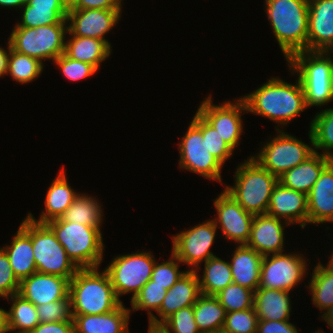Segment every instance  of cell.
<instances>
[{
    "mask_svg": "<svg viewBox=\"0 0 333 333\" xmlns=\"http://www.w3.org/2000/svg\"><path fill=\"white\" fill-rule=\"evenodd\" d=\"M32 245L37 272L60 276L69 281L77 272L78 268L46 224L32 221Z\"/></svg>",
    "mask_w": 333,
    "mask_h": 333,
    "instance_id": "obj_10",
    "label": "cell"
},
{
    "mask_svg": "<svg viewBox=\"0 0 333 333\" xmlns=\"http://www.w3.org/2000/svg\"><path fill=\"white\" fill-rule=\"evenodd\" d=\"M171 258L166 262L155 261L150 280L154 284L163 286L164 289L169 290L186 271H179V265L182 262L172 253Z\"/></svg>",
    "mask_w": 333,
    "mask_h": 333,
    "instance_id": "obj_42",
    "label": "cell"
},
{
    "mask_svg": "<svg viewBox=\"0 0 333 333\" xmlns=\"http://www.w3.org/2000/svg\"><path fill=\"white\" fill-rule=\"evenodd\" d=\"M10 333L11 332V330H9L8 328H4L0 333ZM14 333H16V332H14Z\"/></svg>",
    "mask_w": 333,
    "mask_h": 333,
    "instance_id": "obj_56",
    "label": "cell"
},
{
    "mask_svg": "<svg viewBox=\"0 0 333 333\" xmlns=\"http://www.w3.org/2000/svg\"><path fill=\"white\" fill-rule=\"evenodd\" d=\"M217 218L212 219L220 227L223 237L237 245L246 244L250 238L254 215L248 213L225 190L214 200Z\"/></svg>",
    "mask_w": 333,
    "mask_h": 333,
    "instance_id": "obj_15",
    "label": "cell"
},
{
    "mask_svg": "<svg viewBox=\"0 0 333 333\" xmlns=\"http://www.w3.org/2000/svg\"><path fill=\"white\" fill-rule=\"evenodd\" d=\"M257 333H299L297 327L289 322L276 320H258Z\"/></svg>",
    "mask_w": 333,
    "mask_h": 333,
    "instance_id": "obj_48",
    "label": "cell"
},
{
    "mask_svg": "<svg viewBox=\"0 0 333 333\" xmlns=\"http://www.w3.org/2000/svg\"><path fill=\"white\" fill-rule=\"evenodd\" d=\"M11 45L8 40L7 51L0 46V77H3L7 73L8 57L10 54Z\"/></svg>",
    "mask_w": 333,
    "mask_h": 333,
    "instance_id": "obj_50",
    "label": "cell"
},
{
    "mask_svg": "<svg viewBox=\"0 0 333 333\" xmlns=\"http://www.w3.org/2000/svg\"><path fill=\"white\" fill-rule=\"evenodd\" d=\"M232 255L229 264L233 283L255 291L259 287L263 256L246 244L237 245Z\"/></svg>",
    "mask_w": 333,
    "mask_h": 333,
    "instance_id": "obj_27",
    "label": "cell"
},
{
    "mask_svg": "<svg viewBox=\"0 0 333 333\" xmlns=\"http://www.w3.org/2000/svg\"><path fill=\"white\" fill-rule=\"evenodd\" d=\"M179 148V167L204 176L212 181L222 182L221 169L223 165L206 147L202 132L190 122L183 135Z\"/></svg>",
    "mask_w": 333,
    "mask_h": 333,
    "instance_id": "obj_13",
    "label": "cell"
},
{
    "mask_svg": "<svg viewBox=\"0 0 333 333\" xmlns=\"http://www.w3.org/2000/svg\"><path fill=\"white\" fill-rule=\"evenodd\" d=\"M18 294L35 306L64 300L69 294V280L35 272L20 281Z\"/></svg>",
    "mask_w": 333,
    "mask_h": 333,
    "instance_id": "obj_20",
    "label": "cell"
},
{
    "mask_svg": "<svg viewBox=\"0 0 333 333\" xmlns=\"http://www.w3.org/2000/svg\"><path fill=\"white\" fill-rule=\"evenodd\" d=\"M97 201L96 197L79 193L60 218L66 222L101 228L104 214L102 205Z\"/></svg>",
    "mask_w": 333,
    "mask_h": 333,
    "instance_id": "obj_33",
    "label": "cell"
},
{
    "mask_svg": "<svg viewBox=\"0 0 333 333\" xmlns=\"http://www.w3.org/2000/svg\"><path fill=\"white\" fill-rule=\"evenodd\" d=\"M22 9V20L16 23L19 27L68 24V4L64 0H27Z\"/></svg>",
    "mask_w": 333,
    "mask_h": 333,
    "instance_id": "obj_24",
    "label": "cell"
},
{
    "mask_svg": "<svg viewBox=\"0 0 333 333\" xmlns=\"http://www.w3.org/2000/svg\"><path fill=\"white\" fill-rule=\"evenodd\" d=\"M27 0H0V6L2 7H17L22 8V6L26 3Z\"/></svg>",
    "mask_w": 333,
    "mask_h": 333,
    "instance_id": "obj_51",
    "label": "cell"
},
{
    "mask_svg": "<svg viewBox=\"0 0 333 333\" xmlns=\"http://www.w3.org/2000/svg\"><path fill=\"white\" fill-rule=\"evenodd\" d=\"M19 281L37 272L32 245V220H22L10 245L3 247Z\"/></svg>",
    "mask_w": 333,
    "mask_h": 333,
    "instance_id": "obj_22",
    "label": "cell"
},
{
    "mask_svg": "<svg viewBox=\"0 0 333 333\" xmlns=\"http://www.w3.org/2000/svg\"><path fill=\"white\" fill-rule=\"evenodd\" d=\"M310 132L315 152L322 150L323 156L333 160V108L316 113L310 122Z\"/></svg>",
    "mask_w": 333,
    "mask_h": 333,
    "instance_id": "obj_36",
    "label": "cell"
},
{
    "mask_svg": "<svg viewBox=\"0 0 333 333\" xmlns=\"http://www.w3.org/2000/svg\"><path fill=\"white\" fill-rule=\"evenodd\" d=\"M231 283L233 279L229 261L213 256L204 262L203 276L201 279L199 276L201 294L215 296Z\"/></svg>",
    "mask_w": 333,
    "mask_h": 333,
    "instance_id": "obj_34",
    "label": "cell"
},
{
    "mask_svg": "<svg viewBox=\"0 0 333 333\" xmlns=\"http://www.w3.org/2000/svg\"><path fill=\"white\" fill-rule=\"evenodd\" d=\"M6 327L5 310L0 307V332Z\"/></svg>",
    "mask_w": 333,
    "mask_h": 333,
    "instance_id": "obj_54",
    "label": "cell"
},
{
    "mask_svg": "<svg viewBox=\"0 0 333 333\" xmlns=\"http://www.w3.org/2000/svg\"><path fill=\"white\" fill-rule=\"evenodd\" d=\"M155 261L154 255L147 251L118 255L112 259L104 270L119 300L120 296L131 292L130 300H133L150 280Z\"/></svg>",
    "mask_w": 333,
    "mask_h": 333,
    "instance_id": "obj_9",
    "label": "cell"
},
{
    "mask_svg": "<svg viewBox=\"0 0 333 333\" xmlns=\"http://www.w3.org/2000/svg\"><path fill=\"white\" fill-rule=\"evenodd\" d=\"M11 307L5 311L6 328L16 333H30L40 322L36 306L21 295L6 298Z\"/></svg>",
    "mask_w": 333,
    "mask_h": 333,
    "instance_id": "obj_32",
    "label": "cell"
},
{
    "mask_svg": "<svg viewBox=\"0 0 333 333\" xmlns=\"http://www.w3.org/2000/svg\"><path fill=\"white\" fill-rule=\"evenodd\" d=\"M191 122L202 132L209 152L224 166V162L232 157L234 149L197 112Z\"/></svg>",
    "mask_w": 333,
    "mask_h": 333,
    "instance_id": "obj_38",
    "label": "cell"
},
{
    "mask_svg": "<svg viewBox=\"0 0 333 333\" xmlns=\"http://www.w3.org/2000/svg\"><path fill=\"white\" fill-rule=\"evenodd\" d=\"M308 223H333V160L323 169L307 195Z\"/></svg>",
    "mask_w": 333,
    "mask_h": 333,
    "instance_id": "obj_23",
    "label": "cell"
},
{
    "mask_svg": "<svg viewBox=\"0 0 333 333\" xmlns=\"http://www.w3.org/2000/svg\"><path fill=\"white\" fill-rule=\"evenodd\" d=\"M303 255L279 253L263 256L259 287L291 291L300 284L305 275H308L306 274L308 265Z\"/></svg>",
    "mask_w": 333,
    "mask_h": 333,
    "instance_id": "obj_11",
    "label": "cell"
},
{
    "mask_svg": "<svg viewBox=\"0 0 333 333\" xmlns=\"http://www.w3.org/2000/svg\"><path fill=\"white\" fill-rule=\"evenodd\" d=\"M307 51L333 52V0H309Z\"/></svg>",
    "mask_w": 333,
    "mask_h": 333,
    "instance_id": "obj_17",
    "label": "cell"
},
{
    "mask_svg": "<svg viewBox=\"0 0 333 333\" xmlns=\"http://www.w3.org/2000/svg\"><path fill=\"white\" fill-rule=\"evenodd\" d=\"M278 132L276 137L264 143L257 155L251 157L264 169L280 177L284 172L306 161L314 153L313 138L310 130L309 139L312 146L298 140L295 136L275 127ZM278 128V129H277Z\"/></svg>",
    "mask_w": 333,
    "mask_h": 333,
    "instance_id": "obj_8",
    "label": "cell"
},
{
    "mask_svg": "<svg viewBox=\"0 0 333 333\" xmlns=\"http://www.w3.org/2000/svg\"><path fill=\"white\" fill-rule=\"evenodd\" d=\"M267 214L290 225L299 224L301 228H305L308 224L307 195L278 182L273 188Z\"/></svg>",
    "mask_w": 333,
    "mask_h": 333,
    "instance_id": "obj_18",
    "label": "cell"
},
{
    "mask_svg": "<svg viewBox=\"0 0 333 333\" xmlns=\"http://www.w3.org/2000/svg\"><path fill=\"white\" fill-rule=\"evenodd\" d=\"M122 0H71L68 9H122Z\"/></svg>",
    "mask_w": 333,
    "mask_h": 333,
    "instance_id": "obj_47",
    "label": "cell"
},
{
    "mask_svg": "<svg viewBox=\"0 0 333 333\" xmlns=\"http://www.w3.org/2000/svg\"><path fill=\"white\" fill-rule=\"evenodd\" d=\"M313 333H324V332H322V331H320V330H319V331L317 330V331H315V332H313Z\"/></svg>",
    "mask_w": 333,
    "mask_h": 333,
    "instance_id": "obj_58",
    "label": "cell"
},
{
    "mask_svg": "<svg viewBox=\"0 0 333 333\" xmlns=\"http://www.w3.org/2000/svg\"><path fill=\"white\" fill-rule=\"evenodd\" d=\"M209 333H225L224 331H218V332H209Z\"/></svg>",
    "mask_w": 333,
    "mask_h": 333,
    "instance_id": "obj_57",
    "label": "cell"
},
{
    "mask_svg": "<svg viewBox=\"0 0 333 333\" xmlns=\"http://www.w3.org/2000/svg\"><path fill=\"white\" fill-rule=\"evenodd\" d=\"M264 6L286 61L307 51L309 0H265Z\"/></svg>",
    "mask_w": 333,
    "mask_h": 333,
    "instance_id": "obj_2",
    "label": "cell"
},
{
    "mask_svg": "<svg viewBox=\"0 0 333 333\" xmlns=\"http://www.w3.org/2000/svg\"><path fill=\"white\" fill-rule=\"evenodd\" d=\"M322 320L327 323L331 330H333V306L324 311L321 315Z\"/></svg>",
    "mask_w": 333,
    "mask_h": 333,
    "instance_id": "obj_52",
    "label": "cell"
},
{
    "mask_svg": "<svg viewBox=\"0 0 333 333\" xmlns=\"http://www.w3.org/2000/svg\"><path fill=\"white\" fill-rule=\"evenodd\" d=\"M193 312L201 333L222 331L227 312L216 296L201 294L193 305Z\"/></svg>",
    "mask_w": 333,
    "mask_h": 333,
    "instance_id": "obj_31",
    "label": "cell"
},
{
    "mask_svg": "<svg viewBox=\"0 0 333 333\" xmlns=\"http://www.w3.org/2000/svg\"><path fill=\"white\" fill-rule=\"evenodd\" d=\"M287 225L290 224L267 213L255 215L250 238L246 245L255 249L262 256L283 253L284 227Z\"/></svg>",
    "mask_w": 333,
    "mask_h": 333,
    "instance_id": "obj_19",
    "label": "cell"
},
{
    "mask_svg": "<svg viewBox=\"0 0 333 333\" xmlns=\"http://www.w3.org/2000/svg\"><path fill=\"white\" fill-rule=\"evenodd\" d=\"M160 325L169 333H201L195 322L193 305L173 313Z\"/></svg>",
    "mask_w": 333,
    "mask_h": 333,
    "instance_id": "obj_43",
    "label": "cell"
},
{
    "mask_svg": "<svg viewBox=\"0 0 333 333\" xmlns=\"http://www.w3.org/2000/svg\"><path fill=\"white\" fill-rule=\"evenodd\" d=\"M167 290L163 286L154 284V281L149 280L139 291V293L131 300V308L133 311L147 310L148 319L153 317L152 311L158 312Z\"/></svg>",
    "mask_w": 333,
    "mask_h": 333,
    "instance_id": "obj_40",
    "label": "cell"
},
{
    "mask_svg": "<svg viewBox=\"0 0 333 333\" xmlns=\"http://www.w3.org/2000/svg\"><path fill=\"white\" fill-rule=\"evenodd\" d=\"M296 84H290L278 77H270L253 92L242 96L247 111L279 124L287 126L307 109L302 84L297 78Z\"/></svg>",
    "mask_w": 333,
    "mask_h": 333,
    "instance_id": "obj_1",
    "label": "cell"
},
{
    "mask_svg": "<svg viewBox=\"0 0 333 333\" xmlns=\"http://www.w3.org/2000/svg\"><path fill=\"white\" fill-rule=\"evenodd\" d=\"M43 66L38 59L18 53L11 48L6 75L9 74L16 82L27 84L40 76Z\"/></svg>",
    "mask_w": 333,
    "mask_h": 333,
    "instance_id": "obj_37",
    "label": "cell"
},
{
    "mask_svg": "<svg viewBox=\"0 0 333 333\" xmlns=\"http://www.w3.org/2000/svg\"><path fill=\"white\" fill-rule=\"evenodd\" d=\"M46 225L53 231L68 258L78 269L99 268L104 254L100 227L66 222L61 218L48 221Z\"/></svg>",
    "mask_w": 333,
    "mask_h": 333,
    "instance_id": "obj_5",
    "label": "cell"
},
{
    "mask_svg": "<svg viewBox=\"0 0 333 333\" xmlns=\"http://www.w3.org/2000/svg\"><path fill=\"white\" fill-rule=\"evenodd\" d=\"M68 24H53L36 28L19 27L17 24L8 40L11 48L21 54L54 61L64 53Z\"/></svg>",
    "mask_w": 333,
    "mask_h": 333,
    "instance_id": "obj_7",
    "label": "cell"
},
{
    "mask_svg": "<svg viewBox=\"0 0 333 333\" xmlns=\"http://www.w3.org/2000/svg\"><path fill=\"white\" fill-rule=\"evenodd\" d=\"M19 287L20 281L14 275L5 250L0 247V298L17 294Z\"/></svg>",
    "mask_w": 333,
    "mask_h": 333,
    "instance_id": "obj_46",
    "label": "cell"
},
{
    "mask_svg": "<svg viewBox=\"0 0 333 333\" xmlns=\"http://www.w3.org/2000/svg\"><path fill=\"white\" fill-rule=\"evenodd\" d=\"M111 48L107 41L71 36L65 42L64 54L73 60L90 64L98 71L101 62L111 55Z\"/></svg>",
    "mask_w": 333,
    "mask_h": 333,
    "instance_id": "obj_30",
    "label": "cell"
},
{
    "mask_svg": "<svg viewBox=\"0 0 333 333\" xmlns=\"http://www.w3.org/2000/svg\"><path fill=\"white\" fill-rule=\"evenodd\" d=\"M258 317L254 307L226 313L222 331L225 333H257Z\"/></svg>",
    "mask_w": 333,
    "mask_h": 333,
    "instance_id": "obj_41",
    "label": "cell"
},
{
    "mask_svg": "<svg viewBox=\"0 0 333 333\" xmlns=\"http://www.w3.org/2000/svg\"><path fill=\"white\" fill-rule=\"evenodd\" d=\"M244 161L236 168L235 185L225 186L224 190L248 213L254 216L266 214L278 178L251 156Z\"/></svg>",
    "mask_w": 333,
    "mask_h": 333,
    "instance_id": "obj_6",
    "label": "cell"
},
{
    "mask_svg": "<svg viewBox=\"0 0 333 333\" xmlns=\"http://www.w3.org/2000/svg\"><path fill=\"white\" fill-rule=\"evenodd\" d=\"M122 9H68L67 23L70 36L90 37L107 41L105 35L116 26Z\"/></svg>",
    "mask_w": 333,
    "mask_h": 333,
    "instance_id": "obj_16",
    "label": "cell"
},
{
    "mask_svg": "<svg viewBox=\"0 0 333 333\" xmlns=\"http://www.w3.org/2000/svg\"><path fill=\"white\" fill-rule=\"evenodd\" d=\"M217 227L212 219L183 230L173 236L172 253L190 270L198 272L200 263L216 256L210 251L216 237ZM194 267V268H193Z\"/></svg>",
    "mask_w": 333,
    "mask_h": 333,
    "instance_id": "obj_12",
    "label": "cell"
},
{
    "mask_svg": "<svg viewBox=\"0 0 333 333\" xmlns=\"http://www.w3.org/2000/svg\"><path fill=\"white\" fill-rule=\"evenodd\" d=\"M331 161V159L323 156L320 152H315L306 161L284 172L278 177V182L284 187L308 195L323 169Z\"/></svg>",
    "mask_w": 333,
    "mask_h": 333,
    "instance_id": "obj_28",
    "label": "cell"
},
{
    "mask_svg": "<svg viewBox=\"0 0 333 333\" xmlns=\"http://www.w3.org/2000/svg\"><path fill=\"white\" fill-rule=\"evenodd\" d=\"M54 63L62 71L65 78L73 82L88 78L97 72L92 65L73 60L64 53L55 59Z\"/></svg>",
    "mask_w": 333,
    "mask_h": 333,
    "instance_id": "obj_45",
    "label": "cell"
},
{
    "mask_svg": "<svg viewBox=\"0 0 333 333\" xmlns=\"http://www.w3.org/2000/svg\"><path fill=\"white\" fill-rule=\"evenodd\" d=\"M329 262L327 265H325L327 268L333 270V254H331V256L329 257Z\"/></svg>",
    "mask_w": 333,
    "mask_h": 333,
    "instance_id": "obj_55",
    "label": "cell"
},
{
    "mask_svg": "<svg viewBox=\"0 0 333 333\" xmlns=\"http://www.w3.org/2000/svg\"><path fill=\"white\" fill-rule=\"evenodd\" d=\"M67 4H69L71 2V0H64Z\"/></svg>",
    "mask_w": 333,
    "mask_h": 333,
    "instance_id": "obj_59",
    "label": "cell"
},
{
    "mask_svg": "<svg viewBox=\"0 0 333 333\" xmlns=\"http://www.w3.org/2000/svg\"><path fill=\"white\" fill-rule=\"evenodd\" d=\"M148 333H169L161 325L149 324Z\"/></svg>",
    "mask_w": 333,
    "mask_h": 333,
    "instance_id": "obj_53",
    "label": "cell"
},
{
    "mask_svg": "<svg viewBox=\"0 0 333 333\" xmlns=\"http://www.w3.org/2000/svg\"><path fill=\"white\" fill-rule=\"evenodd\" d=\"M39 322H62L73 320L72 305L69 295L64 300L36 306Z\"/></svg>",
    "mask_w": 333,
    "mask_h": 333,
    "instance_id": "obj_44",
    "label": "cell"
},
{
    "mask_svg": "<svg viewBox=\"0 0 333 333\" xmlns=\"http://www.w3.org/2000/svg\"><path fill=\"white\" fill-rule=\"evenodd\" d=\"M30 333H75L74 322H47L39 323Z\"/></svg>",
    "mask_w": 333,
    "mask_h": 333,
    "instance_id": "obj_49",
    "label": "cell"
},
{
    "mask_svg": "<svg viewBox=\"0 0 333 333\" xmlns=\"http://www.w3.org/2000/svg\"><path fill=\"white\" fill-rule=\"evenodd\" d=\"M132 310L123 303L100 315H73L75 333H130L128 322Z\"/></svg>",
    "mask_w": 333,
    "mask_h": 333,
    "instance_id": "obj_25",
    "label": "cell"
},
{
    "mask_svg": "<svg viewBox=\"0 0 333 333\" xmlns=\"http://www.w3.org/2000/svg\"><path fill=\"white\" fill-rule=\"evenodd\" d=\"M199 275L196 270H187L180 279L166 292L162 305L157 312L159 317L153 315L149 324L160 325L166 318L182 308L192 306L201 295Z\"/></svg>",
    "mask_w": 333,
    "mask_h": 333,
    "instance_id": "obj_21",
    "label": "cell"
},
{
    "mask_svg": "<svg viewBox=\"0 0 333 333\" xmlns=\"http://www.w3.org/2000/svg\"><path fill=\"white\" fill-rule=\"evenodd\" d=\"M307 287L312 293V304L318 307L319 311H326L333 306V270L318 262L314 266L312 278Z\"/></svg>",
    "mask_w": 333,
    "mask_h": 333,
    "instance_id": "obj_35",
    "label": "cell"
},
{
    "mask_svg": "<svg viewBox=\"0 0 333 333\" xmlns=\"http://www.w3.org/2000/svg\"><path fill=\"white\" fill-rule=\"evenodd\" d=\"M215 296L227 313L253 308L254 291L239 284L231 283Z\"/></svg>",
    "mask_w": 333,
    "mask_h": 333,
    "instance_id": "obj_39",
    "label": "cell"
},
{
    "mask_svg": "<svg viewBox=\"0 0 333 333\" xmlns=\"http://www.w3.org/2000/svg\"><path fill=\"white\" fill-rule=\"evenodd\" d=\"M323 51L295 53L287 62L302 84L306 107H321L333 100V59Z\"/></svg>",
    "mask_w": 333,
    "mask_h": 333,
    "instance_id": "obj_4",
    "label": "cell"
},
{
    "mask_svg": "<svg viewBox=\"0 0 333 333\" xmlns=\"http://www.w3.org/2000/svg\"><path fill=\"white\" fill-rule=\"evenodd\" d=\"M289 295V291L258 287L253 300L258 320H290L292 303Z\"/></svg>",
    "mask_w": 333,
    "mask_h": 333,
    "instance_id": "obj_29",
    "label": "cell"
},
{
    "mask_svg": "<svg viewBox=\"0 0 333 333\" xmlns=\"http://www.w3.org/2000/svg\"><path fill=\"white\" fill-rule=\"evenodd\" d=\"M211 97L205 98L196 112L235 150L243 132L241 114L248 112L246 103L241 97L233 103L225 101L215 105Z\"/></svg>",
    "mask_w": 333,
    "mask_h": 333,
    "instance_id": "obj_14",
    "label": "cell"
},
{
    "mask_svg": "<svg viewBox=\"0 0 333 333\" xmlns=\"http://www.w3.org/2000/svg\"><path fill=\"white\" fill-rule=\"evenodd\" d=\"M79 193L71 188L64 168H62L50 184L45 197V210L43 209L39 220L32 213L27 217L33 222L46 224L48 221L60 218L75 200Z\"/></svg>",
    "mask_w": 333,
    "mask_h": 333,
    "instance_id": "obj_26",
    "label": "cell"
},
{
    "mask_svg": "<svg viewBox=\"0 0 333 333\" xmlns=\"http://www.w3.org/2000/svg\"><path fill=\"white\" fill-rule=\"evenodd\" d=\"M73 315H100L117 309L118 299L108 273L96 268L78 269L69 281Z\"/></svg>",
    "mask_w": 333,
    "mask_h": 333,
    "instance_id": "obj_3",
    "label": "cell"
}]
</instances>
